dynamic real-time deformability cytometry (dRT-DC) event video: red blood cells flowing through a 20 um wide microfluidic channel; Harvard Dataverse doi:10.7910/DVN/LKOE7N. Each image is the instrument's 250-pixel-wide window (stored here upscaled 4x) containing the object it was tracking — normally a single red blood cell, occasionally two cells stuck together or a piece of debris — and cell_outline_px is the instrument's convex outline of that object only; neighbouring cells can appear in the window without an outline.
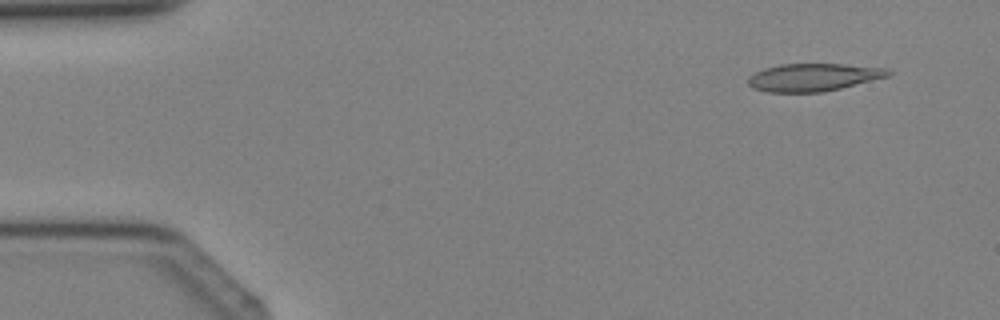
{"species": "Egyptian fruit bat (a non-hibernating species)", "species_latin": "Rousettus aegyptiacus", "temperature_condition": "cold", "stored_images_in_passage": 4, "camera_frame_rate_fps": 3000, "um_per_image_px": 0.085, "animal": {"sex": "female"}, "frame": {"image": 1, "passage_image": 1, "time_ms": 0.0, "image_size_px": [1000, 320], "cell_outline_px": [[892, 72], [888, 76], [824, 92], [768, 92], [752, 88], [748, 84], [748, 76], [764, 68], [780, 64], [844, 64], [888, 68]], "centroid_in_image_um": [69.11, 6.56], "position_along_channel_um": 15.9, "area_um2": 22.54}}